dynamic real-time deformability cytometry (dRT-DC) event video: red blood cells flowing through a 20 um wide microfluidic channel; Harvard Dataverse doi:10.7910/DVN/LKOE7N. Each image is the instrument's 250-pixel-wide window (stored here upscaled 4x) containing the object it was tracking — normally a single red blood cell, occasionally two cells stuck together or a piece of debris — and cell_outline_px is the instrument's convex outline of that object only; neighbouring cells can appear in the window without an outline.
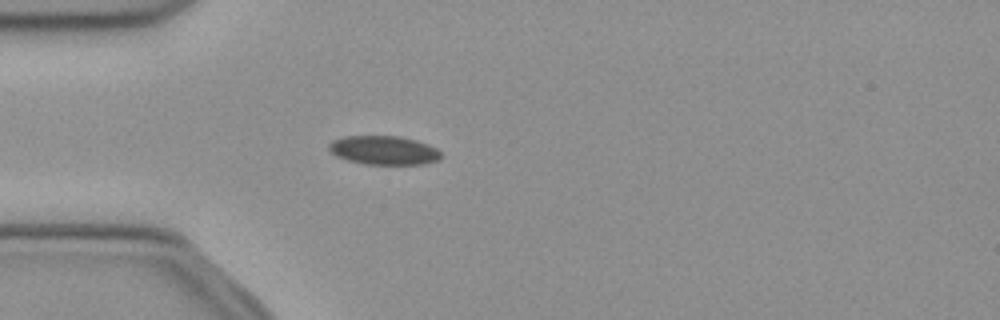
{"species": "common noctule bat (a hibernating species)", "species_latin": "Nyctalus noctula", "temperature_condition": "cold", "stored_images_in_passage": 51, "camera_frame_rate_fps": 3000, "um_per_image_px": 0.085, "animal": {"sex": "female", "body_mass_g": 21.9}, "frame": {"image": 1, "passage_image": 14, "time_ms": 4.333, "image_size_px": [1000, 320], "cell_outline_px": [[444, 156], [440, 160], [424, 164], [364, 164], [348, 160], [336, 156], [328, 148], [328, 144], [332, 140], [344, 136], [400, 136], [416, 140], [428, 144], [436, 148]], "centroid_in_image_um": [32.65, 12.77], "position_along_channel_um": 52.4, "area_um2": 19.02}}
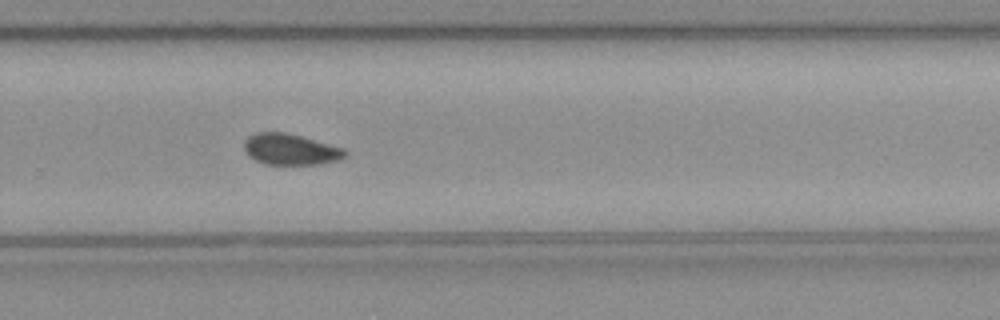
{"frame": {"image": 2, "passage_image": 34, "time_ms": 11.0, "image_size_px": [1000, 320], "cell_outline_px": [[348, 156], [340, 160], [320, 164], [264, 164], [256, 160], [244, 148], [244, 140], [248, 136], [256, 132], [284, 132], [300, 136], [344, 148], [348, 152]], "centroid_in_image_um": [24.74, 12.69], "position_along_channel_um": 305.1, "area_um2": 18.21}}
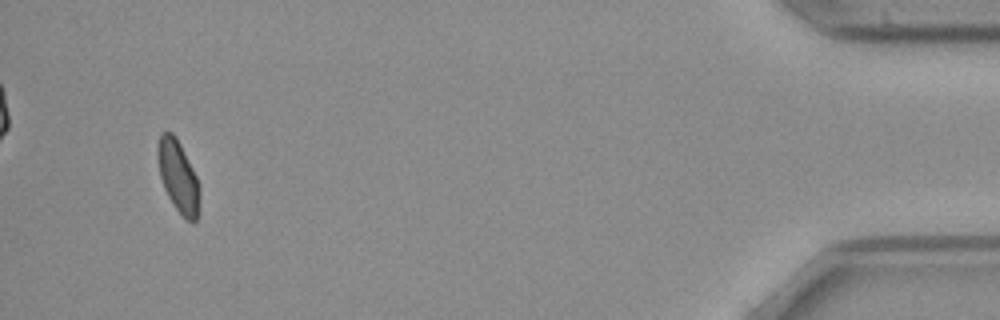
{"frame": {"image": 3, "passage_image": 49, "time_ms": 16.0, "image_size_px": [1000, 320], "cell_outline_px": [[200, 212], [196, 220], [188, 220], [176, 208], [168, 196], [164, 188], [160, 176], [156, 152], [156, 148], [160, 132], [172, 132], [176, 136], [196, 176]], "centroid_in_image_um": [15.1, 14.94], "position_along_channel_um": 420.1, "area_um2": 17.22}}